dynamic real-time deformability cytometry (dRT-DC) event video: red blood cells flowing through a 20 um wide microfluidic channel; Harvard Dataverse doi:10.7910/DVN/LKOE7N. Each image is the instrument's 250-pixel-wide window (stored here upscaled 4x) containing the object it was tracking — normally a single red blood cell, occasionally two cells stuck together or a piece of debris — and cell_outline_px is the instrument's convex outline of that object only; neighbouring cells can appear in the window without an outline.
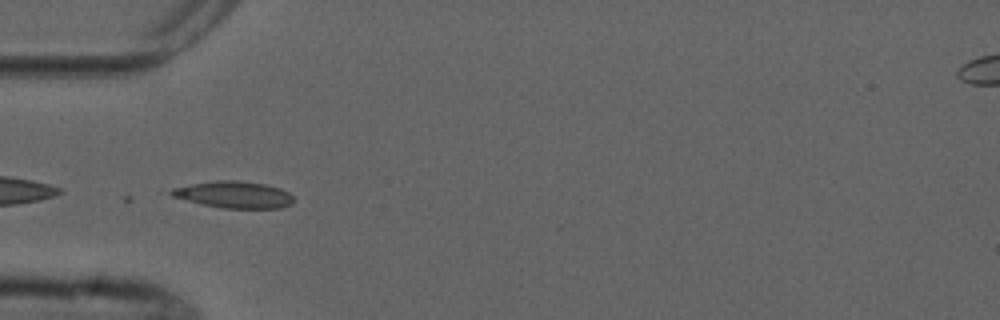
{"species": "common noctule bat (a hibernating species)", "species_latin": "Nyctalus noctula", "temperature_condition": "cold", "stored_images_in_passage": 14, "camera_frame_rate_fps": 3000, "um_per_image_px": 0.085, "animal": {"sex": "male", "forearm_length_mm": 52.5}, "frame": {"image": 1, "passage_image": 4, "time_ms": 5.333, "image_size_px": [1000, 320], "cell_outline_px": [[296, 200], [292, 204], [280, 208], [220, 208], [200, 204], [156, 192], [172, 188], [192, 184], [220, 180], [236, 180], [268, 184], [280, 188], [288, 192]], "centroid_in_image_um": [19.8, 16.54], "position_along_channel_um": 65.2, "area_um2": 19.59}}
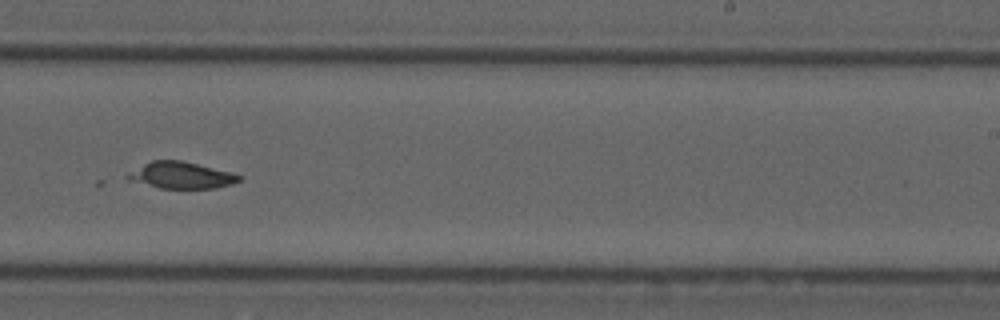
{"frame": {"image": 2, "passage_image": 9, "time_ms": 11.0, "image_size_px": [1000, 320], "cell_outline_px": [[244, 176], [240, 180], [232, 184], [216, 188], [160, 188], [128, 180], [124, 176], [144, 164], [152, 160], [180, 160], [232, 172]], "centroid_in_image_um": [15.43, 14.9], "position_along_channel_um": 273.6, "area_um2": 17.17}}
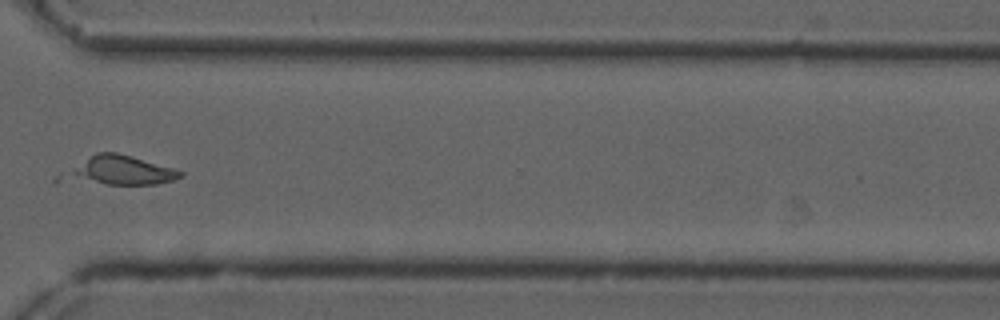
{"frame": {"image": 3, "passage_image": 11, "time_ms": 13.333, "image_size_px": [1000, 320], "cell_outline_px": [[184, 176], [172, 180], [156, 184], [52, 184], [52, 180], [60, 172], [96, 152], [116, 152], [172, 168], [184, 172]], "centroid_in_image_um": [9.85, 14.54], "position_along_channel_um": 360.8, "area_um2": 20.98}}